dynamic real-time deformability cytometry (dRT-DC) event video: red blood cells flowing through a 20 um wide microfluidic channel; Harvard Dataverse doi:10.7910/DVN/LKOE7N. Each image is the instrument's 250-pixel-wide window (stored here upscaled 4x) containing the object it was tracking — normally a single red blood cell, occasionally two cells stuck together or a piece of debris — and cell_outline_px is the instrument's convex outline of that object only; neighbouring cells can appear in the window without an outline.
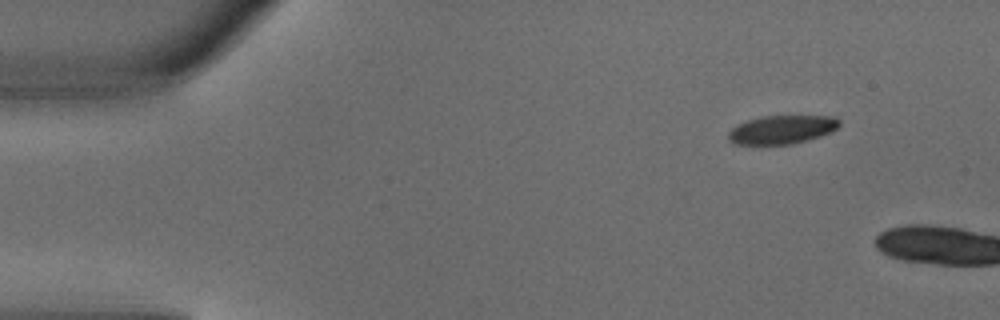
{"species": "common noctule bat (a hibernating species)", "species_latin": "Nyctalus noctula", "temperature_condition": "warm", "stored_images_in_passage": 2, "camera_frame_rate_fps": 3000, "um_per_image_px": 0.085, "animal": {"sex": "male", "body_mass_g": 18.8}, "frame": {"image": 1, "passage_image": 1, "time_ms": 0.0, "image_size_px": [1000, 320], "cell_outline_px": [[840, 124], [832, 132], [808, 140], [792, 144], [732, 144], [728, 140], [728, 132], [732, 128], [748, 120], [764, 116], [832, 116], [840, 120]], "centroid_in_image_um": [66.47, 11.02], "position_along_channel_um": 18.5, "area_um2": 18.38}}